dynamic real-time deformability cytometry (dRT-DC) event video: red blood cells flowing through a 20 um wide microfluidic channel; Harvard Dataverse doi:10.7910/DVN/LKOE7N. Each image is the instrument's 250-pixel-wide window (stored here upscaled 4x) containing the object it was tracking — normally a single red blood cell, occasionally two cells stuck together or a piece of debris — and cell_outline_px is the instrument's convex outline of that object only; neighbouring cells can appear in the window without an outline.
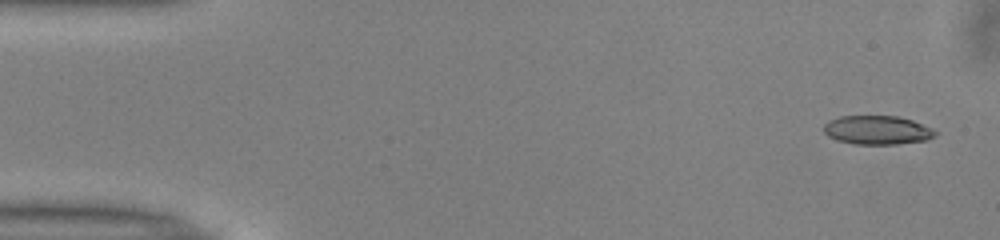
{"species": "common noctule bat (a hibernating species)", "species_latin": "Nyctalus noctula", "temperature_condition": "warm", "stored_images_in_passage": 51, "camera_frame_rate_fps": 3000, "um_per_image_px": 0.085, "animal": {"sex": "male", "body_mass_g": 13.0, "forearm_length_mm": 53.1}, "frame": {"image": 1, "passage_image": 2, "time_ms": 0.333, "image_size_px": [1000, 240], "cell_outline_px": [[940, 132], [936, 136], [928, 140], [896, 144], [852, 144], [836, 140], [828, 136], [824, 132], [824, 124], [828, 120], [840, 116], [900, 116], [912, 120], [932, 128]], "centroid_in_image_um": [74.59, 11.06], "position_along_channel_um": 10.4, "area_um2": 19.02}}
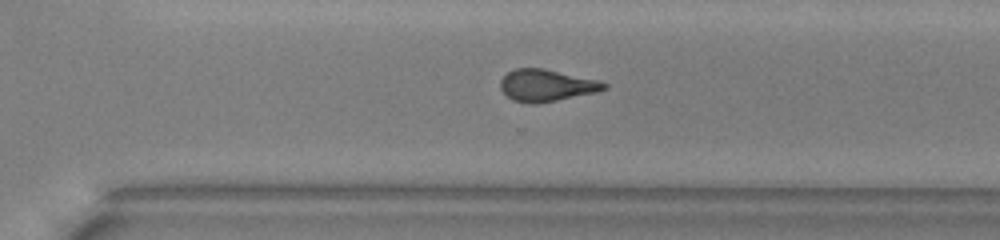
{"frame": {"image": 2, "passage_image": 35, "time_ms": 11.333, "image_size_px": [1000, 240], "cell_outline_px": [[608, 88], [596, 92], [536, 104], [532, 104], [512, 100], [500, 88], [500, 80], [508, 72], [516, 68], [544, 68], [596, 80], [608, 84]], "centroid_in_image_um": [46.43, 7.26], "position_along_channel_um": 324.2, "area_um2": 19.07}}
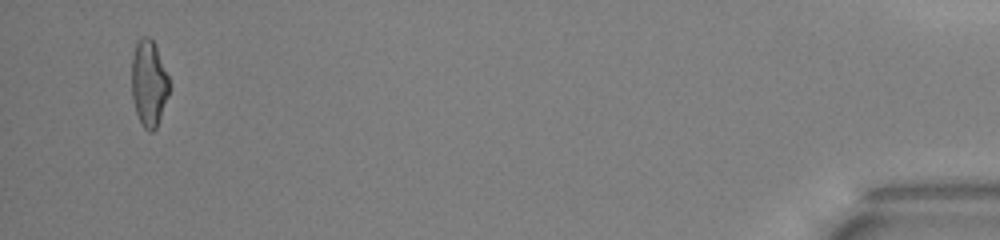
{"frame": {"image": 3, "passage_image": 49, "time_ms": 16.0, "image_size_px": [1000, 240], "cell_outline_px": [[172, 88], [156, 128], [152, 132], [148, 132], [144, 128], [136, 112], [132, 100], [132, 56], [136, 44], [144, 36], [148, 36], [152, 40], [156, 48], [168, 76]], "centroid_in_image_um": [12.67, 7.12], "position_along_channel_um": 422.5, "area_um2": 18.9}, "authors_computed_cell_mechanics": {"area_um2": 19.4208, "velocity_mm_per_s": 3.999, "shape_relaxation_time_tau1_ms": 4.2777, "shape_relaxation_time_tau2_ms": 1.896, "deformation_change_tau1": 0.1651, "deformation_change_tau2": 0.1176}}